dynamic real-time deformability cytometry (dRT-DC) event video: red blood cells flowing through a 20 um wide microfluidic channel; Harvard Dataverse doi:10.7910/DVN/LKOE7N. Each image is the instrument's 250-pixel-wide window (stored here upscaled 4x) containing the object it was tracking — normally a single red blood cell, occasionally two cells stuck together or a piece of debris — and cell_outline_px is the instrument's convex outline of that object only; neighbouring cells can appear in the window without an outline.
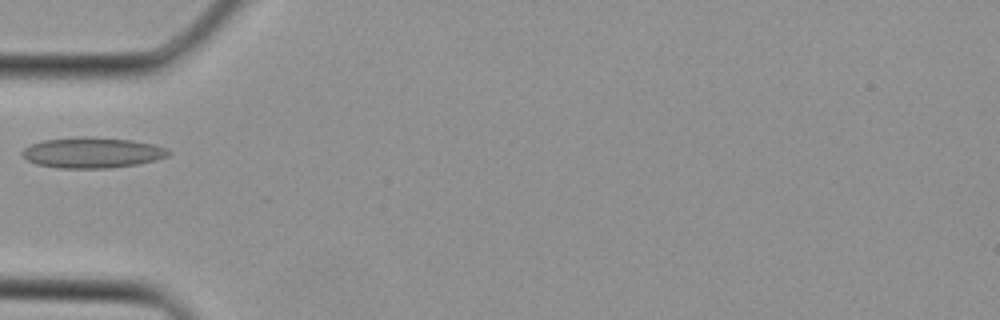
{"species": "Egyptian fruit bat (a non-hibernating species)", "species_latin": "Rousettus aegyptiacus", "temperature_condition": "cold", "stored_images_in_passage": 4, "camera_frame_rate_fps": 3000, "um_per_image_px": 0.085, "animal": {"sex": "female"}, "frame": {"image": 1, "passage_image": 4, "time_ms": 1.0, "image_size_px": [1000, 320], "cell_outline_px": [[172, 152], [168, 156], [156, 160], [140, 164], [108, 168], [56, 168], [36, 164], [28, 160], [20, 152], [24, 148], [32, 144], [44, 140], [80, 136], [92, 136], [132, 140], [152, 144], [168, 148]], "centroid_in_image_um": [7.87, 12.97], "position_along_channel_um": 77.1, "area_um2": 26.36}}